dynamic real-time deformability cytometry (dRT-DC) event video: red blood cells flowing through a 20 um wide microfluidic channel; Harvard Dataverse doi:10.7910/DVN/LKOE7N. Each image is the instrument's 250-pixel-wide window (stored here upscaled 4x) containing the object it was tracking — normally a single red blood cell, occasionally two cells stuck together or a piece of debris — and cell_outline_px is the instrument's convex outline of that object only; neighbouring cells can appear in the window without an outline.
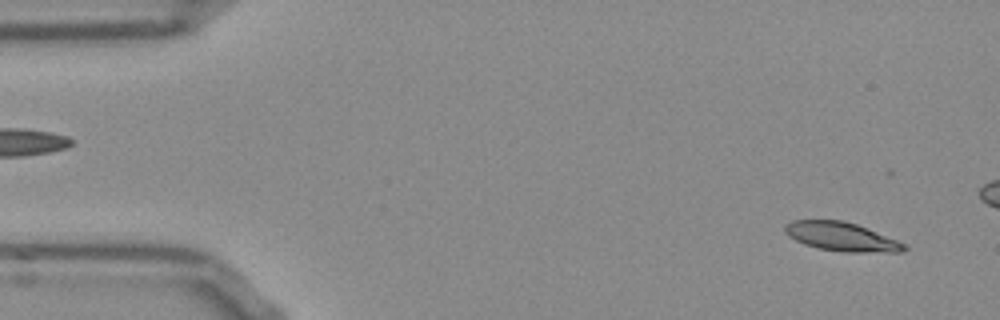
{"species": "Egyptian fruit bat (a non-hibernating species)", "species_latin": "Rousettus aegyptiacus", "temperature_condition": "room temperature", "stored_images_in_passage": 14, "camera_frame_rate_fps": 3000, "um_per_image_px": 0.085, "frame": {"image": 1, "passage_image": 3, "time_ms": 0.667, "image_size_px": [1000, 320], "cell_outline_px": [[908, 248], [904, 252], [844, 252], [820, 248], [804, 244], [788, 236], [784, 232], [784, 224], [792, 220], [844, 220], [856, 224], [896, 240], [904, 244]], "centroid_in_image_um": [71.49, 20.11], "position_along_channel_um": 13.5, "area_um2": 19.88}}